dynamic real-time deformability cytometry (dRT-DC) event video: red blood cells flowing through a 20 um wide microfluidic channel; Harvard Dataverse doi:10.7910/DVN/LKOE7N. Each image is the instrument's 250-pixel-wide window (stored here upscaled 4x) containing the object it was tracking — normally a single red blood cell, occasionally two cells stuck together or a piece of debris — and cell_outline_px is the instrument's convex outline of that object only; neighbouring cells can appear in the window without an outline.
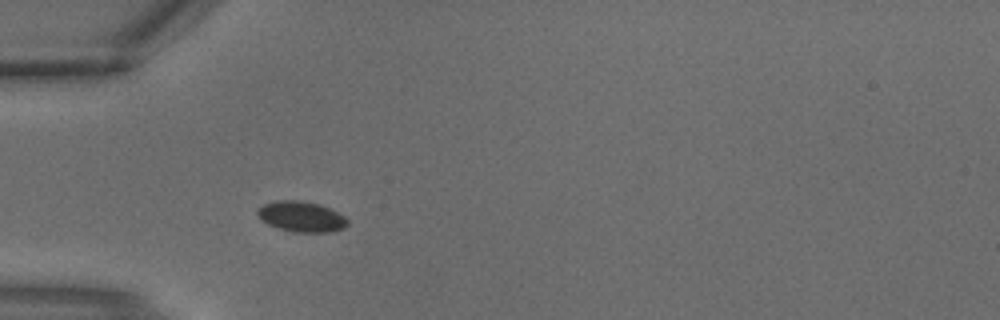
{"species": "common noctule bat (a hibernating species)", "species_latin": "Nyctalus noctula", "temperature_condition": "warm", "stored_images_in_passage": 1, "camera_frame_rate_fps": 3000, "um_per_image_px": 0.085, "animal": {"sex": "male", "body_mass_g": 18.8}, "frame": {"image": 1, "passage_image": 1, "time_ms": 0.0, "image_size_px": [1000, 320], "cell_outline_px": [[348, 224], [344, 228], [332, 232], [292, 232], [268, 224], [260, 220], [256, 212], [264, 204], [276, 200], [300, 200], [316, 204], [328, 208], [344, 216], [348, 220]], "centroid_in_image_um": [25.61, 18.42], "position_along_channel_um": 59.4, "area_um2": 15.9}}